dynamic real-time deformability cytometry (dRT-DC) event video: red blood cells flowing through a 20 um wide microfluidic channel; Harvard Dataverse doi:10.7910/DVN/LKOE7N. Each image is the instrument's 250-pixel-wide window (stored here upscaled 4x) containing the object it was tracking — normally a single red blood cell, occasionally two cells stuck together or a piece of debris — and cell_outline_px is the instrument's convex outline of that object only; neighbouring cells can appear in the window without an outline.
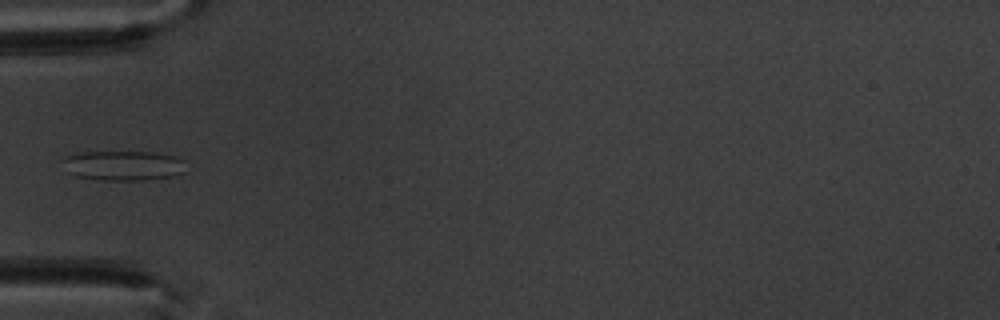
{"species": "common noctule bat (a hibernating species)", "species_latin": "Nyctalus noctula", "temperature_condition": "warm", "stored_images_in_passage": 7, "camera_frame_rate_fps": 3000, "um_per_image_px": 0.085, "animal": {"sex": "male", "body_mass_g": 20.1, "forearm_length_mm": 53.5}, "frame": {"image": 1, "passage_image": 7, "time_ms": 7.0, "image_size_px": [1000, 320], "cell_outline_px": [[184, 172], [172, 176], [144, 180], [100, 180], [76, 176], [64, 172], [60, 160], [76, 152], [152, 152], [176, 156], [184, 160]], "centroid_in_image_um": [10.41, 14.07], "position_along_channel_um": 74.6, "area_um2": 21.73}}